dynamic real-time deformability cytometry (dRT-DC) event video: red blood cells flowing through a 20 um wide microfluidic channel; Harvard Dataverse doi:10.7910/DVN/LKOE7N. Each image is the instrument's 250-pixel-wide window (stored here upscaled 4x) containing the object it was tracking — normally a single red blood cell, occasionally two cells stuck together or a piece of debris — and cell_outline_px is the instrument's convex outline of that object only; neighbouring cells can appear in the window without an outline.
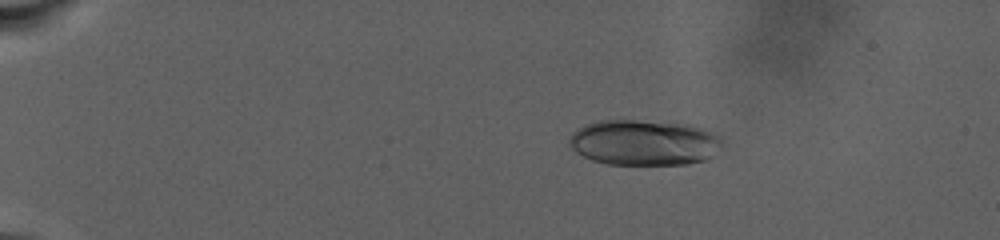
{"species": "human", "species_latin": "Homo sapiens", "temperature_condition": "warm", "stored_images_in_passage": 76, "camera_frame_rate_fps": 3000, "um_per_image_px": 0.085, "donor": {"sex": "male"}, "frame": {"image": 1, "passage_image": 1, "time_ms": 0.0, "image_size_px": [1000, 240], "cell_outline_px": [[724, 144], [712, 156], [704, 160], [688, 164], [608, 164], [592, 160], [576, 152], [568, 144], [568, 140], [572, 132], [584, 124], [600, 120], [632, 120], [688, 124], [720, 132]], "centroid_in_image_um": [54.79, 12.1], "position_along_channel_um": 30.2, "area_um2": 41.15}}
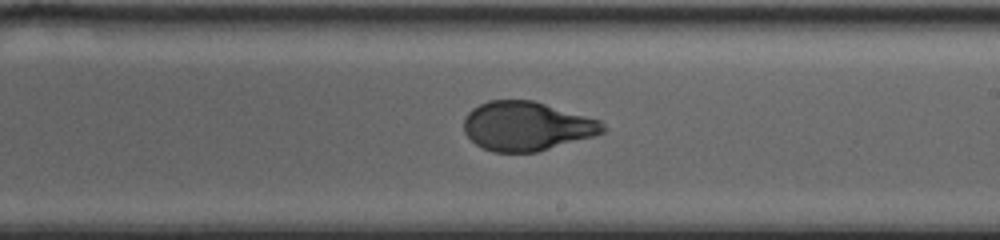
{"frame": {"image": 2, "passage_image": 42, "time_ms": 13.667, "image_size_px": [1000, 240], "cell_outline_px": [[608, 128], [604, 132], [596, 136], [536, 152], [492, 152], [476, 144], [464, 132], [464, 116], [472, 108], [488, 100], [532, 100], [600, 120]], "centroid_in_image_um": [44.78, 10.72], "position_along_channel_um": 244.2, "area_um2": 39.82}}
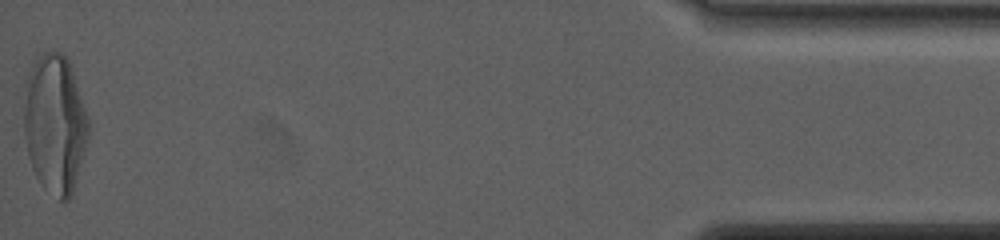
{"frame": {"image": 3, "passage_image": 76, "time_ms": 25.0, "image_size_px": [1000, 240], "cell_outline_px": [[88, 140], [72, 196], [68, 200], [60, 200], [36, 176], [32, 168], [28, 156], [24, 132], [24, 84], [28, 72], [32, 64], [44, 52], [60, 52], [68, 60], [88, 116]], "centroid_in_image_um": [4.66, 10.51], "position_along_channel_um": 430.5, "area_um2": 51.9}, "authors_computed_cell_mechanics": {"area_um2": 40.5178, "velocity_mm_per_s": 2.326, "shape_relaxation_time_tau1_ms": 8.4632, "shape_relaxation_time_tau2_ms": null, "deformation_change_tau1": 0.2373, "deformation_change_tau2": null}}